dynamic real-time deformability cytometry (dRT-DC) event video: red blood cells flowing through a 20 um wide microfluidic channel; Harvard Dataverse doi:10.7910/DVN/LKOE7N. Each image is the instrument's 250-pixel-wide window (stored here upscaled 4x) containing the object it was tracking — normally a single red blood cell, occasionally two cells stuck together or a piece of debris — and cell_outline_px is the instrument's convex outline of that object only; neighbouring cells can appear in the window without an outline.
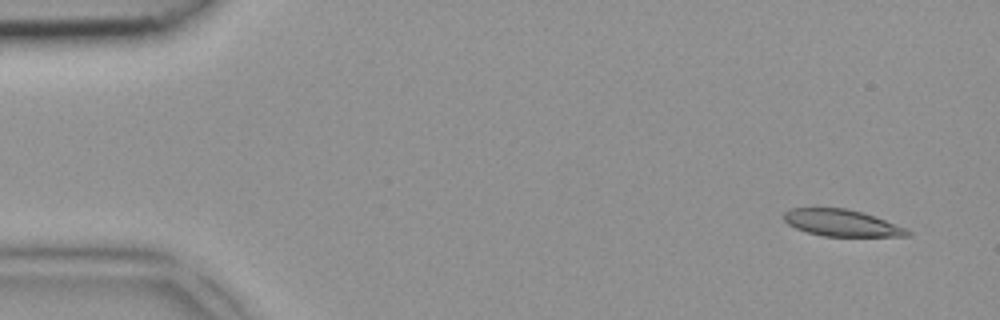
{"species": "common noctule bat (a hibernating species)", "species_latin": "Nyctalus noctula", "temperature_condition": "room temperature", "stored_images_in_passage": 4, "camera_frame_rate_fps": 3000, "um_per_image_px": 0.085, "animal": {"sex": "female", "body_mass_g": 18.4}, "frame": {"image": 1, "passage_image": 1, "time_ms": 0.0, "image_size_px": [1000, 320], "cell_outline_px": [[912, 232], [908, 236], [824, 236], [808, 232], [796, 228], [788, 224], [784, 220], [784, 212], [788, 208], [844, 208], [860, 212], [908, 228]], "centroid_in_image_um": [71.53, 18.95], "position_along_channel_um": 13.5, "area_um2": 19.02}}
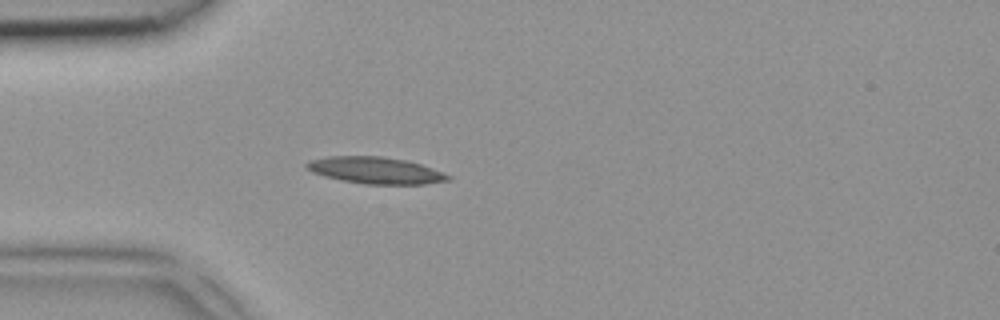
{"frame": {"image": 2, "passage_image": 4, "time_ms": 1.0, "image_size_px": [1000, 320], "cell_outline_px": [[452, 180], [424, 184], [364, 184], [324, 176], [312, 172], [304, 164], [308, 160], [328, 156], [380, 156], [404, 160], [420, 164], [444, 172], [452, 176]], "centroid_in_image_um": [31.94, 14.48], "position_along_channel_um": 53.1, "area_um2": 21.96}}